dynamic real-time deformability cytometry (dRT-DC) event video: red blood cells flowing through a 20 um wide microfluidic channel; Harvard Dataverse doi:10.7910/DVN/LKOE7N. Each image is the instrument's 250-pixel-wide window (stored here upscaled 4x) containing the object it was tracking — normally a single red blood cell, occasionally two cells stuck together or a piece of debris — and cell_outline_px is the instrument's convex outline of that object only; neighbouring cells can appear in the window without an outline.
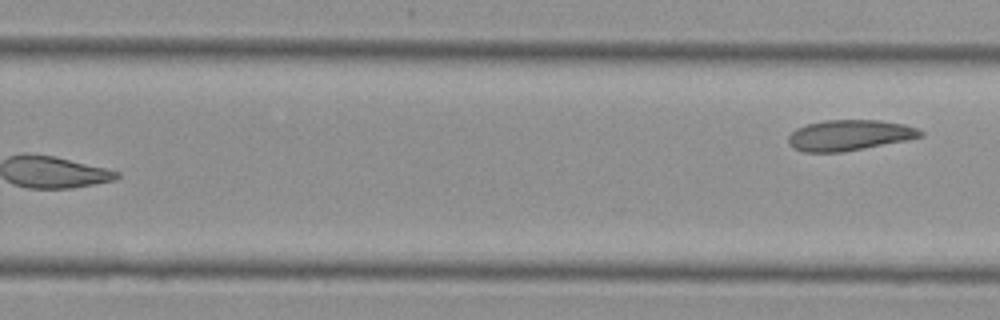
{"species": "Egyptian fruit bat (a non-hibernating species)", "species_latin": "Rousettus aegyptiacus", "temperature_condition": "cold", "stored_images_in_passage": 15, "camera_frame_rate_fps": 3000, "um_per_image_px": 0.085, "animal": {"sex": "female"}, "frame": {"image": 1, "passage_image": 15, "time_ms": 4.667, "image_size_px": [1000, 320], "cell_outline_px": [[924, 136], [908, 140], [844, 152], [804, 152], [792, 148], [788, 144], [788, 136], [796, 128], [804, 124], [824, 120], [880, 120], [904, 124], [916, 128], [924, 132]], "centroid_in_image_um": [72.18, 11.49], "position_along_channel_um": 257.6, "area_um2": 23.93}}